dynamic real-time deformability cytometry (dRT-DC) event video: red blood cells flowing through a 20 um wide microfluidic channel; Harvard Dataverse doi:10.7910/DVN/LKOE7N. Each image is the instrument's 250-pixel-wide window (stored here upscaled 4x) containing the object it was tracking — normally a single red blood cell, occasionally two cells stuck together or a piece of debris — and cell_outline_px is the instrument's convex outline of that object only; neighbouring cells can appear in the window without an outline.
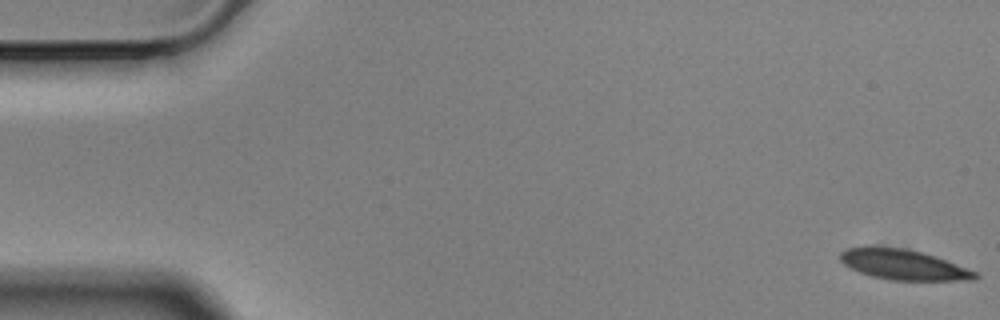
{"species": "Egyptian fruit bat (a non-hibernating species)", "species_latin": "Rousettus aegyptiacus", "temperature_condition": "cold", "stored_images_in_passage": 57, "camera_frame_rate_fps": 3000, "um_per_image_px": 0.085, "animal": {"sex": "male"}, "frame": {"image": 1, "passage_image": 1, "time_ms": 0.0, "image_size_px": [1000, 320], "cell_outline_px": [[980, 276], [976, 280], [892, 280], [872, 276], [860, 272], [844, 264], [840, 260], [840, 252], [848, 248], [868, 244], [876, 244], [904, 248], [920, 252], [944, 260], [976, 272]], "centroid_in_image_um": [76.71, 22.46], "position_along_channel_um": 8.3, "area_um2": 23.87}}
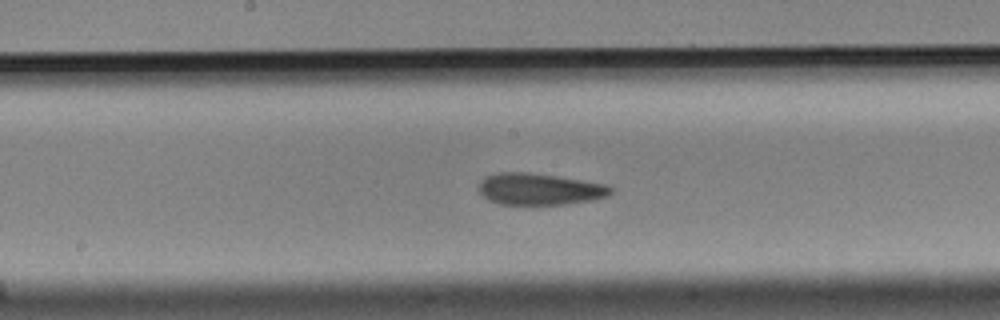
{"frame": {"image": 2, "passage_image": 29, "time_ms": 9.333, "image_size_px": [1000, 320], "cell_outline_px": [[616, 188], [608, 196], [596, 200], [568, 204], [500, 204], [488, 200], [480, 192], [480, 180], [484, 176], [500, 172], [528, 172], [556, 176], [604, 184]], "centroid_in_image_um": [45.89, 16.08], "position_along_channel_um": 202.3, "area_um2": 24.39}}
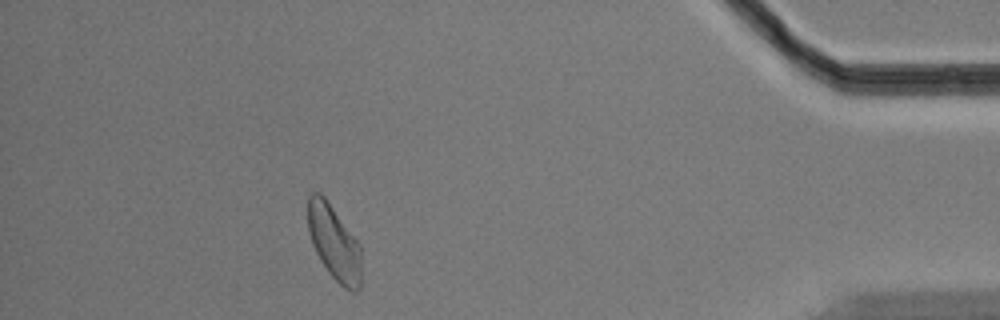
{"frame": {"image": 3, "passage_image": 51, "time_ms": 16.667, "image_size_px": [1000, 320], "cell_outline_px": [[360, 288], [356, 292], [352, 292], [344, 288], [328, 272], [320, 260], [312, 244], [308, 228], [308, 196], [312, 192], [320, 192], [324, 196], [360, 244]], "centroid_in_image_um": [28.39, 20.63], "position_along_channel_um": 406.8, "area_um2": 23.18}, "authors_computed_cell_mechanics": {"area_um2": 24.6806, "velocity_mm_per_s": 3.4993, "shape_relaxation_time_tau1_ms": 5.9941, "shape_relaxation_time_tau2_ms": 2.4498, "deformation_change_tau1": 0.133, "deformation_change_tau2": 0.0871}}